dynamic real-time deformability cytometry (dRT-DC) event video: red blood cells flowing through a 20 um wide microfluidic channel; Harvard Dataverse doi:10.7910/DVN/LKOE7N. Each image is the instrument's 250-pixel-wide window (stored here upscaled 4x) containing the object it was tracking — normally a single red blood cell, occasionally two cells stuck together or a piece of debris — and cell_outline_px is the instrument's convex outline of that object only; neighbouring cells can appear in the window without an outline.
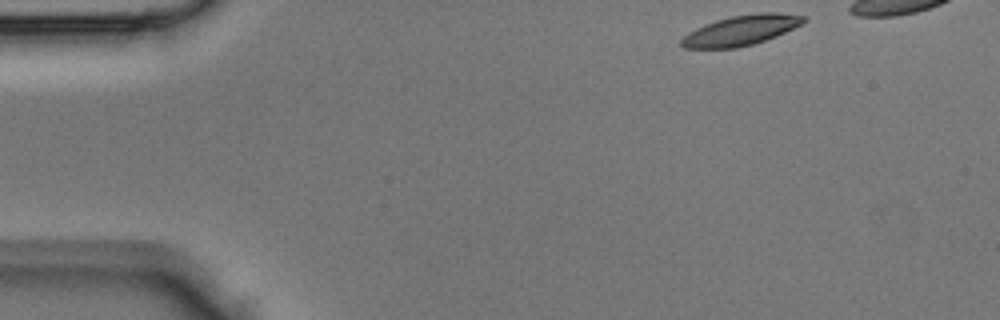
{"species": "Egyptian fruit bat (a non-hibernating species)", "species_latin": "Rousettus aegyptiacus", "temperature_condition": "room temperature", "stored_images_in_passage": 34, "camera_frame_rate_fps": 3000, "um_per_image_px": 0.085, "animal": {"sex": "male"}, "frame": {"image": 1, "passage_image": 1, "time_ms": 0.0, "image_size_px": [1000, 320], "cell_outline_px": [[808, 20], [804, 24], [776, 36], [752, 44], [736, 48], [684, 48], [680, 44], [680, 40], [688, 32], [704, 24], [716, 20], [732, 16], [756, 12], [780, 12], [804, 16]], "centroid_in_image_um": [63.02, 2.56], "position_along_channel_um": 22.0, "area_um2": 21.56}}
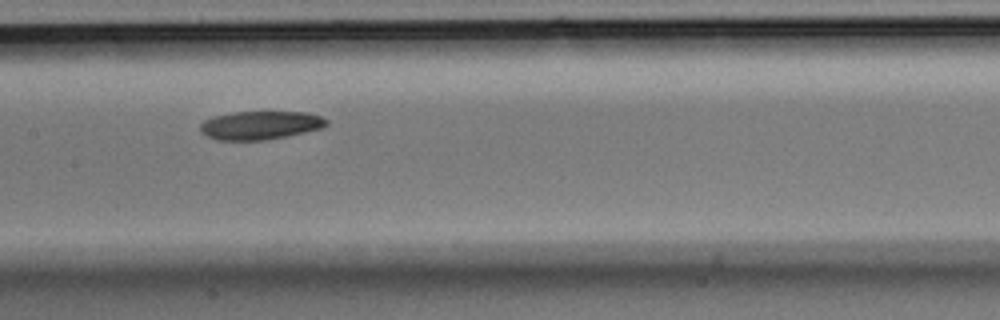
{"frame": {"image": 2, "passage_image": 17, "time_ms": 5.333, "image_size_px": [1000, 320], "cell_outline_px": [[328, 124], [324, 128], [288, 136], [268, 140], [216, 140], [200, 132], [200, 124], [204, 120], [212, 116], [232, 112], [308, 112], [320, 116], [328, 120]], "centroid_in_image_um": [22.14, 10.65], "position_along_channel_um": 185.3, "area_um2": 21.21}}
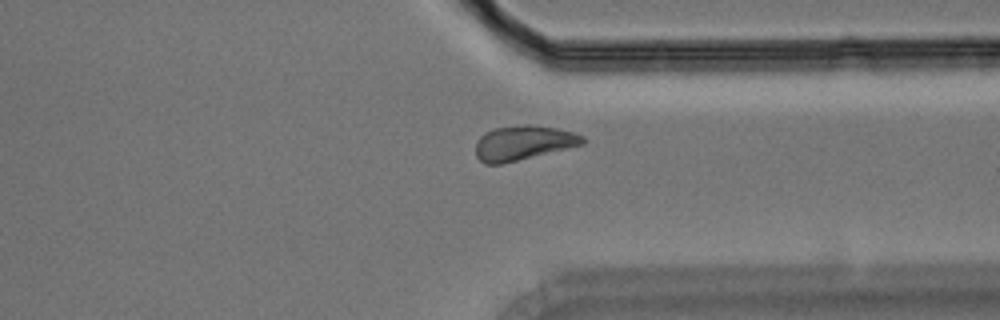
{"frame": {"image": 3, "passage_image": 29, "time_ms": 9.333, "image_size_px": [1000, 320], "cell_outline_px": [[588, 140], [584, 144], [500, 164], [484, 164], [476, 156], [476, 140], [484, 132], [492, 128], [524, 124], [532, 124], [556, 128], [572, 132], [584, 136]], "centroid_in_image_um": [44.46, 12.12], "position_along_channel_um": 366.9, "area_um2": 21.62}}